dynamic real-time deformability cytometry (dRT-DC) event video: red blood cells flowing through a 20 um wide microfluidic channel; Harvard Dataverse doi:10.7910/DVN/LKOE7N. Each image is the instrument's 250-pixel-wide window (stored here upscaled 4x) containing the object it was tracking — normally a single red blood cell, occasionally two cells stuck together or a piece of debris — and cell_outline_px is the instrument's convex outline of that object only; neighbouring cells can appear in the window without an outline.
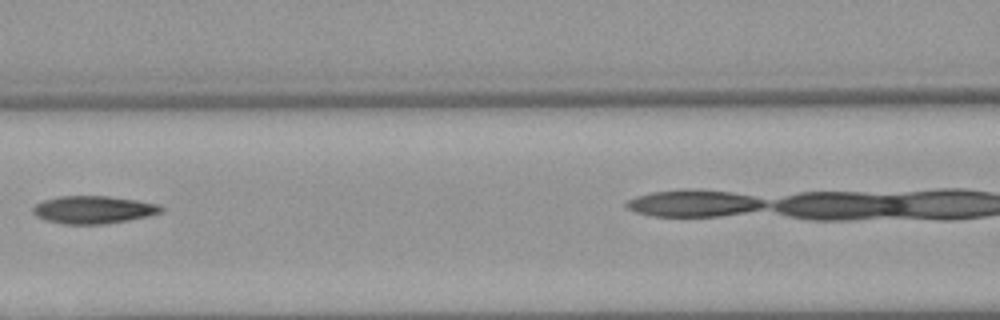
{"species": "Egyptian fruit bat (a non-hibernating species)", "species_latin": "Rousettus aegyptiacus", "temperature_condition": "warm", "stored_images_in_passage": 5, "camera_frame_rate_fps": 3000, "um_per_image_px": 0.085, "animal": {"sex": "female"}, "frame": {"image": 1, "passage_image": 4, "time_ms": 3.667, "image_size_px": [1000, 320], "cell_outline_px": [[164, 212], [148, 216], [128, 220], [104, 224], [64, 224], [44, 220], [36, 216], [32, 212], [32, 208], [36, 204], [44, 200], [60, 196], [108, 196], [136, 200], [160, 204], [164, 208]], "centroid_in_image_um": [7.95, 17.83], "position_along_channel_um": 158.6, "area_um2": 20.81}}